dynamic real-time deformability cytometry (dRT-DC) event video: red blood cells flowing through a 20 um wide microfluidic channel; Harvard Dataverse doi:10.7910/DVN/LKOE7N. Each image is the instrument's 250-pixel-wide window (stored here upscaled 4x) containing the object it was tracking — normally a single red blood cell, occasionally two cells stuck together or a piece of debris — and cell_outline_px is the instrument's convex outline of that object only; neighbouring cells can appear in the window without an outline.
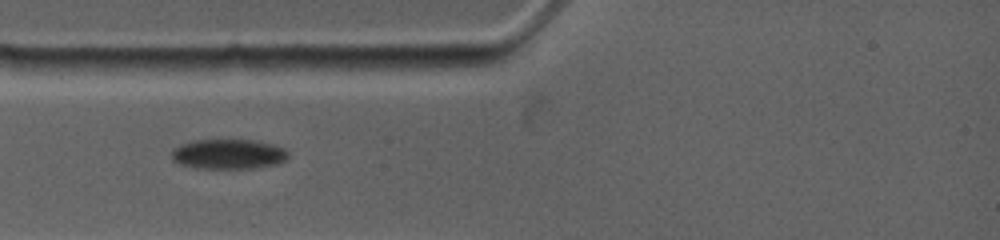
{"species": "common noctule bat (a hibernating species)", "species_latin": "Nyctalus noctula", "temperature_condition": "warm", "stored_images_in_passage": 4, "camera_frame_rate_fps": 4500, "um_per_image_px": 0.085, "animal": {"sex": "female", "body_mass_g": 19.0, "forearm_length_mm": 53.3}, "frame": {"image": 1, "passage_image": 1, "time_ms": 0.0, "image_size_px": [1000, 240], "cell_outline_px": [[288, 156], [284, 160], [276, 164], [252, 168], [196, 168], [180, 164], [172, 160], [172, 148], [180, 144], [192, 140], [256, 140], [272, 144], [284, 148], [288, 152]], "centroid_in_image_um": [19.38, 13.09], "position_along_channel_um": 65.6, "area_um2": 20.35}}
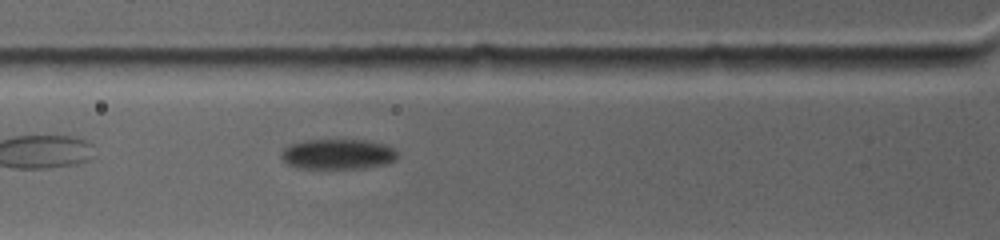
{"frame": {"image": 2, "passage_image": 3, "time_ms": 0.889, "image_size_px": [1000, 240], "cell_outline_px": [[396, 160], [388, 164], [364, 168], [296, 168], [288, 164], [280, 156], [280, 152], [284, 148], [292, 144], [304, 140], [364, 140], [384, 144], [392, 148], [396, 152]], "centroid_in_image_um": [28.7, 13.11], "position_along_channel_um": 97.1, "area_um2": 20.46}}